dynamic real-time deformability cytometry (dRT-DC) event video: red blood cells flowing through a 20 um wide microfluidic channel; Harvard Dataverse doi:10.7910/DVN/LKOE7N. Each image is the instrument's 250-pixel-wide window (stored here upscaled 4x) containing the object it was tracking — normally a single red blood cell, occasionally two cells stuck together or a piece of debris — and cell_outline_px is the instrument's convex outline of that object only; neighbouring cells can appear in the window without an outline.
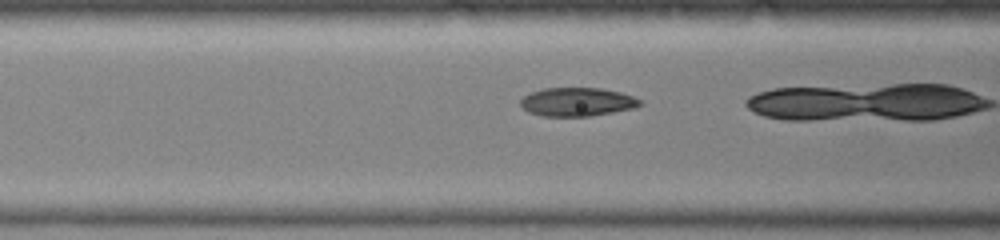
{"species": "common noctule bat (a hibernating species)", "species_latin": "Nyctalus noctula", "temperature_condition": "warm", "stored_images_in_passage": 36, "camera_frame_rate_fps": 3000, "um_per_image_px": 0.085, "animal": {"sex": "female", "body_mass_g": 19.0, "forearm_length_mm": 51.5}, "frame": {"image": 1, "passage_image": 19, "time_ms": 6.0, "image_size_px": [1000, 240], "cell_outline_px": [[644, 104], [632, 108], [612, 112], [588, 116], [544, 116], [528, 112], [520, 104], [520, 100], [524, 96], [532, 92], [544, 88], [600, 88], [620, 92], [632, 96], [640, 100]], "centroid_in_image_um": [49.05, 8.66], "position_along_channel_um": 117.6, "area_um2": 19.71}}
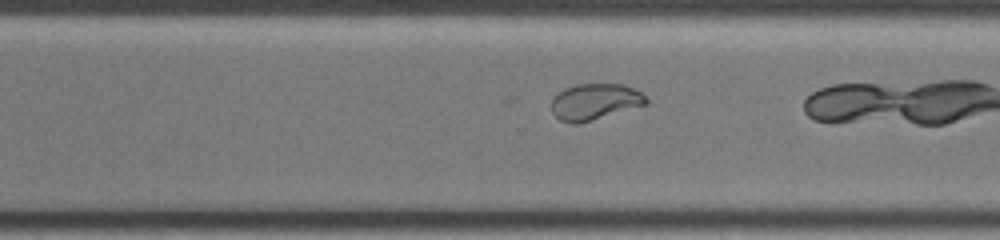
{"frame": {"image": 2, "passage_image": 35, "time_ms": 11.333, "image_size_px": [1000, 240], "cell_outline_px": [[648, 104], [576, 124], [572, 124], [560, 120], [552, 112], [552, 100], [564, 88], [576, 84], [624, 84], [640, 92], [648, 100]], "centroid_in_image_um": [50.56, 8.64], "position_along_channel_um": 320.0, "area_um2": 19.71}}